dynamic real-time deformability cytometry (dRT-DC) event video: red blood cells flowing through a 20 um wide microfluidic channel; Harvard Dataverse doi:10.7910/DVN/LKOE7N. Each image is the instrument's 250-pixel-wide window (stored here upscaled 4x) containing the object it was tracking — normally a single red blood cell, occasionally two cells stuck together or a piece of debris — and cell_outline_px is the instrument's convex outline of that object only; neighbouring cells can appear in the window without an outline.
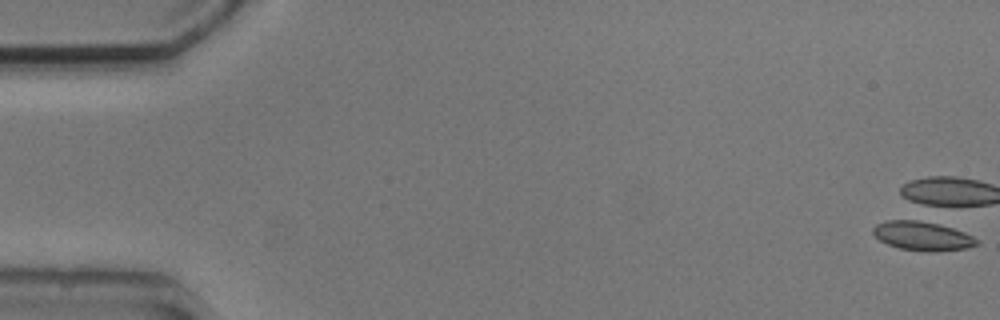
{"species": "common noctule bat (a hibernating species)", "species_latin": "Nyctalus noctula", "temperature_condition": "cold", "stored_images_in_passage": 9, "camera_frame_rate_fps": 3000, "um_per_image_px": 0.085, "animal": {"sex": "male", "body_mass_g": 20.5, "forearm_length_mm": 52.5}, "frame": {"image": 1, "passage_image": 1, "time_ms": 0.0, "image_size_px": [1000, 320], "cell_outline_px": [[980, 244], [968, 248], [932, 252], [928, 252], [900, 248], [888, 244], [880, 240], [872, 232], [872, 228], [876, 224], [888, 220], [908, 216], [928, 220], [964, 232], [980, 240]], "centroid_in_image_um": [78.4, 20.0], "position_along_channel_um": 6.6, "area_um2": 18.32}}